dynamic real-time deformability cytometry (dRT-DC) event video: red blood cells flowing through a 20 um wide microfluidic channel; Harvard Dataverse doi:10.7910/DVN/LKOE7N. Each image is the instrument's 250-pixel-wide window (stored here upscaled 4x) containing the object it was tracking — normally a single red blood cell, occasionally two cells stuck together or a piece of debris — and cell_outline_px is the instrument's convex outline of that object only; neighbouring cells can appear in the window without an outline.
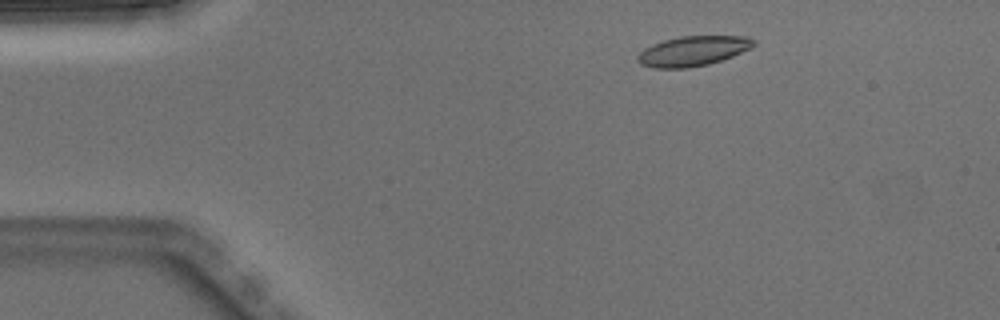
{"species": "Egyptian fruit bat (a non-hibernating species)", "species_latin": "Rousettus aegyptiacus", "temperature_condition": "warm", "stored_images_in_passage": 4, "camera_frame_rate_fps": 3000, "um_per_image_px": 0.085, "animal": {"sex": "male"}, "frame": {"image": 1, "passage_image": 2, "time_ms": 0.333, "image_size_px": [1000, 320], "cell_outline_px": [[756, 44], [752, 48], [732, 56], [708, 64], [688, 68], [652, 68], [640, 64], [636, 60], [636, 56], [644, 48], [652, 44], [664, 40], [680, 36], [744, 36], [756, 40]], "centroid_in_image_um": [58.88, 4.34], "position_along_channel_um": 26.1, "area_um2": 20.35}}
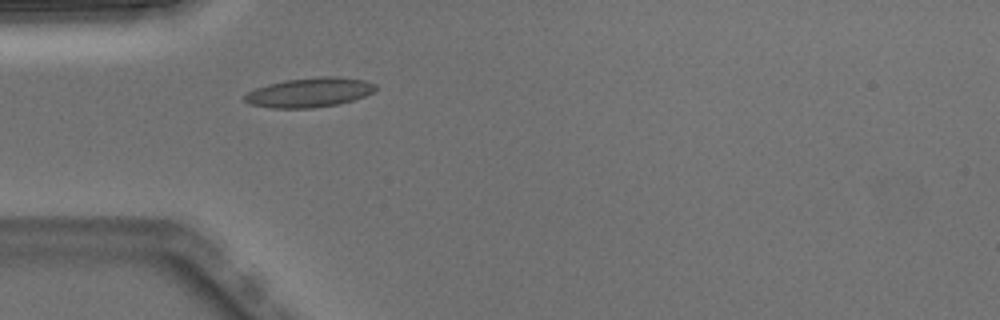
{"frame": {"image": 2, "passage_image": 4, "time_ms": 1.0, "image_size_px": [1000, 320], "cell_outline_px": [[376, 88], [372, 92], [364, 96], [352, 100], [336, 104], [312, 108], [272, 108], [248, 104], [244, 100], [244, 96], [248, 92], [256, 88], [268, 84], [284, 80], [320, 76], [340, 76], [364, 80], [376, 84]], "centroid_in_image_um": [26.29, 7.85], "position_along_channel_um": 58.7, "area_um2": 22.48}}